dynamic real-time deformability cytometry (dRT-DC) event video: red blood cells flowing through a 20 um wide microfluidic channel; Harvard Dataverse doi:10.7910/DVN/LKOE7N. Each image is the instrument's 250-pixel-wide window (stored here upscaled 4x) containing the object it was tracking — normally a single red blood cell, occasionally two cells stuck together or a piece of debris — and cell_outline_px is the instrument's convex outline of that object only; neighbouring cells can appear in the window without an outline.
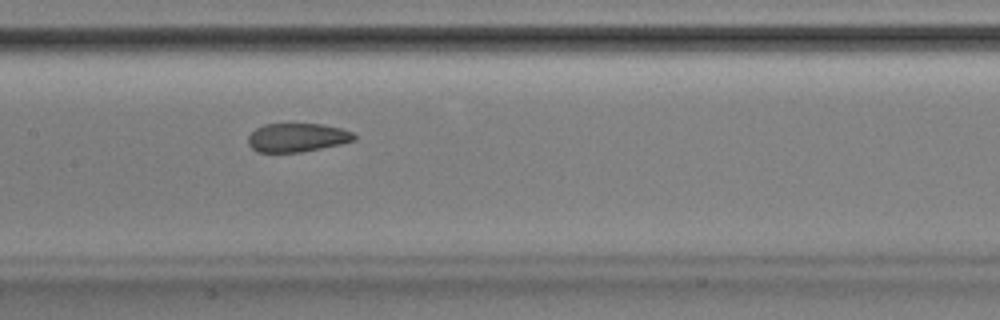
{"species": "Egyptian fruit bat (a non-hibernating species)", "species_latin": "Rousettus aegyptiacus", "temperature_condition": "room temperature", "stored_images_in_passage": 30, "camera_frame_rate_fps": 3000, "um_per_image_px": 0.085, "animal": {"sex": "male"}, "frame": {"image": 1, "passage_image": 26, "time_ms": 8.333, "image_size_px": [1000, 320], "cell_outline_px": [[356, 140], [340, 144], [300, 152], [256, 152], [248, 144], [248, 136], [256, 128], [264, 124], [324, 124], [340, 128], [352, 132], [356, 136]], "centroid_in_image_um": [25.25, 11.69], "position_along_channel_um": 182.2, "area_um2": 17.69}}